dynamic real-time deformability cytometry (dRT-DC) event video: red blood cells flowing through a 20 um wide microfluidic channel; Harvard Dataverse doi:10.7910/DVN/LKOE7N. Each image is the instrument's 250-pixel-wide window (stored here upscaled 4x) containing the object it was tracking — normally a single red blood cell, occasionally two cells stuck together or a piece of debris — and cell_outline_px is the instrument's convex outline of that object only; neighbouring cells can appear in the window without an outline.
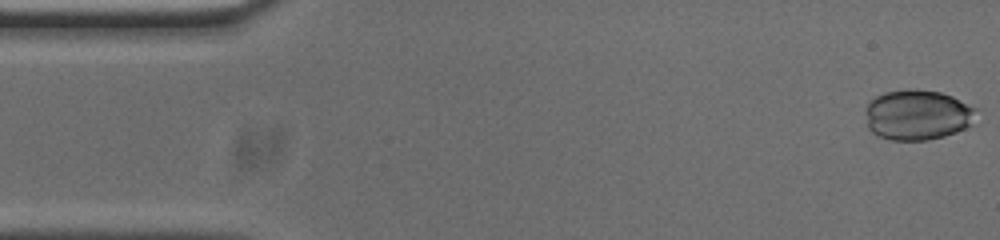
{"species": "common noctule bat (a hibernating species)", "species_latin": "Nyctalus noctula", "temperature_condition": "cold", "stored_images_in_passage": 53, "camera_frame_rate_fps": 3000, "um_per_image_px": 0.085, "animal": {"sex": "male", "body_mass_g": 20.0, "forearm_length_mm": 53.3}, "frame": {"image": 1, "passage_image": 1, "time_ms": 0.0, "image_size_px": [1000, 240], "cell_outline_px": [[976, 108], [972, 124], [956, 132], [944, 136], [928, 140], [892, 140], [880, 136], [872, 132], [868, 128], [864, 112], [868, 104], [876, 96], [884, 92], [908, 88], [916, 88], [940, 92], [952, 96]], "centroid_in_image_um": [77.96, 9.75], "position_along_channel_um": 7.0, "area_um2": 32.6}}